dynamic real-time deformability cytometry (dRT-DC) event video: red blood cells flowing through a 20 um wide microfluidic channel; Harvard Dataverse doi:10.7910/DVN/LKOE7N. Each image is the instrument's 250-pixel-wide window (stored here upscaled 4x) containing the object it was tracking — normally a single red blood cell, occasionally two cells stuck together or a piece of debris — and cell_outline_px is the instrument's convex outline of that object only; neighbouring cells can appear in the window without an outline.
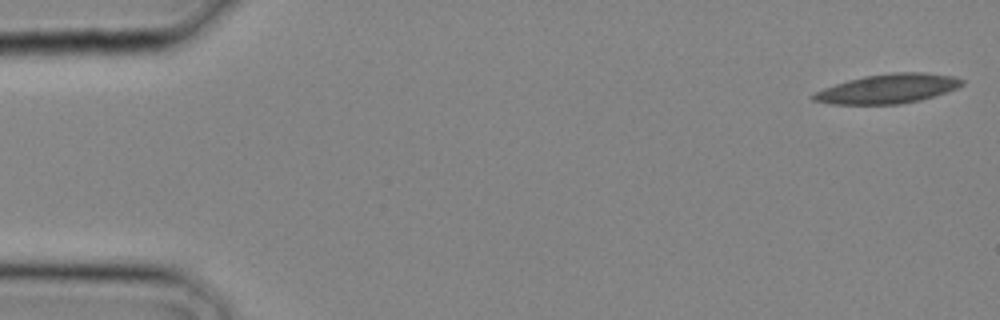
{"species": "common noctule bat (a hibernating species)", "species_latin": "Nyctalus noctula", "temperature_condition": "cold", "stored_images_in_passage": 17, "camera_frame_rate_fps": 3000, "um_per_image_px": 0.085, "animal": {"sex": "male", "body_mass_g": 20.4}, "frame": {"image": 1, "passage_image": 1, "time_ms": 0.0, "image_size_px": [1000, 320], "cell_outline_px": [[964, 84], [956, 88], [920, 100], [900, 104], [832, 104], [812, 100], [808, 96], [824, 88], [848, 80], [864, 76], [892, 72], [924, 72], [956, 76], [964, 80]], "centroid_in_image_um": [75.46, 7.53], "position_along_channel_um": 9.5, "area_um2": 25.37}}
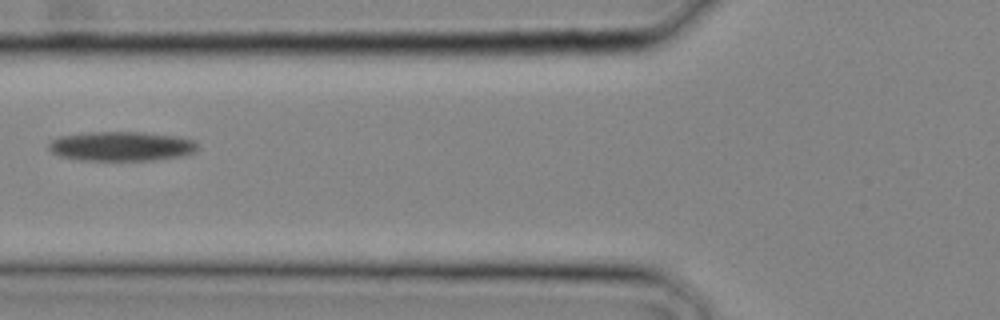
{"frame": {"image": 2, "passage_image": 12, "time_ms": 3.667, "image_size_px": [1000, 320], "cell_outline_px": [[200, 148], [196, 152], [184, 156], [152, 160], [80, 160], [60, 156], [52, 152], [48, 148], [48, 144], [52, 140], [60, 136], [88, 132], [144, 132], [180, 136], [196, 140], [200, 144]], "centroid_in_image_um": [10.41, 12.42], "position_along_channel_um": 115.4, "area_um2": 26.01}}
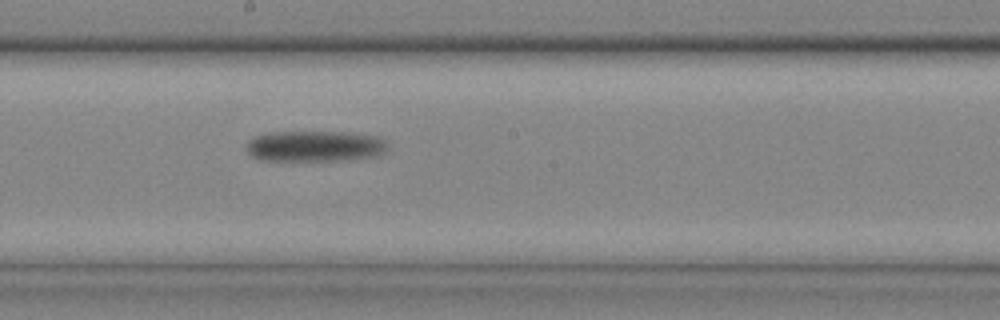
{"frame": {"image": 3, "passage_image": 17, "time_ms": 5.333, "image_size_px": [1000, 320], "cell_outline_px": [[388, 152], [380, 156], [344, 160], [256, 160], [248, 156], [244, 144], [248, 140], [256, 136], [272, 132], [344, 132], [376, 136], [388, 140]], "centroid_in_image_um": [26.78, 12.43], "position_along_channel_um": 221.4, "area_um2": 26.01}}